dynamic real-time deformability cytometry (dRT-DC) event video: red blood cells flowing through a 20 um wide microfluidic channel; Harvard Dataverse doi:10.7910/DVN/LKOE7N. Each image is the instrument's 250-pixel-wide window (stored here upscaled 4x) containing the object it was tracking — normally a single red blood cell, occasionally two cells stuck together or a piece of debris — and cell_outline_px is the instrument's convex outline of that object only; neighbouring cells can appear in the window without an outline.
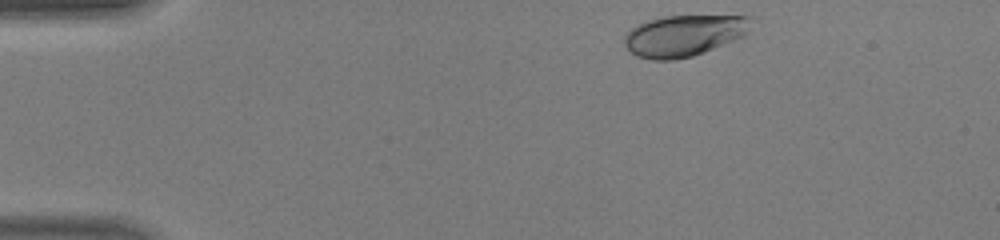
{"species": "human", "species_latin": "Homo sapiens", "temperature_condition": "warm", "stored_images_in_passage": 40, "camera_frame_rate_fps": 3000, "um_per_image_px": 0.085, "donor": {"sex": "male"}, "frame": {"image": 1, "passage_image": 1, "time_ms": 0.0, "image_size_px": [1000, 240], "cell_outline_px": [[752, 16], [748, 32], [744, 36], [704, 52], [692, 56], [672, 60], [652, 60], [636, 56], [624, 44], [624, 36], [632, 28], [648, 20], [664, 16]], "centroid_in_image_um": [58.13, 3.02], "position_along_channel_um": 26.9, "area_um2": 30.29}}
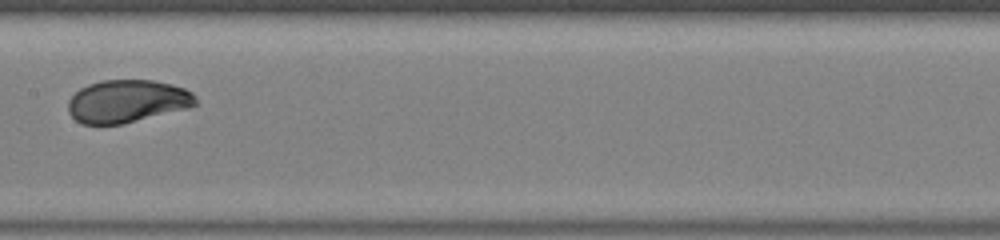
{"frame": {"image": 2, "passage_image": 18, "time_ms": 5.667, "image_size_px": [1000, 240], "cell_outline_px": [[196, 104], [188, 108], [120, 124], [80, 124], [68, 112], [68, 100], [80, 88], [88, 84], [100, 80], [152, 80], [172, 84], [184, 88], [192, 92], [196, 96]], "centroid_in_image_um": [10.79, 8.59], "position_along_channel_um": 196.6, "area_um2": 31.67}}
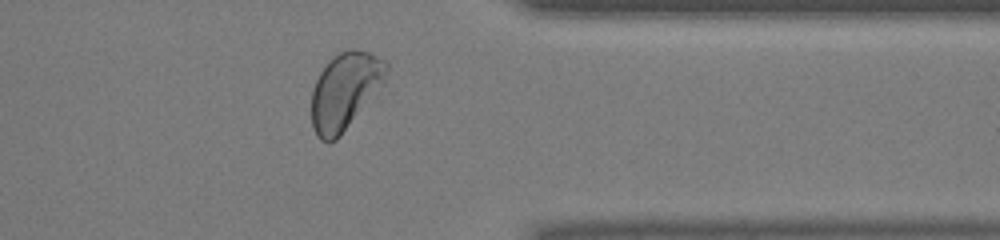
{"frame": {"image": 3, "passage_image": 31, "time_ms": 10.0, "image_size_px": [1000, 240], "cell_outline_px": [[388, 68], [384, 84], [376, 96], [340, 136], [336, 140], [328, 144], [320, 140], [316, 136], [312, 124], [312, 92], [316, 80], [320, 72], [332, 56], [348, 48], [356, 48], [368, 52], [388, 60]], "centroid_in_image_um": [29.36, 7.73], "position_along_channel_um": 382.0, "area_um2": 34.28}, "authors_computed_cell_mechanics": {"area_um2": 32.1079, "velocity_mm_per_s": 4.4569, "shape_relaxation_time_tau1_ms": 2.2944, "shape_relaxation_time_tau2_ms": null, "deformation_change_tau1": 0.1395, "deformation_change_tau2": null}}